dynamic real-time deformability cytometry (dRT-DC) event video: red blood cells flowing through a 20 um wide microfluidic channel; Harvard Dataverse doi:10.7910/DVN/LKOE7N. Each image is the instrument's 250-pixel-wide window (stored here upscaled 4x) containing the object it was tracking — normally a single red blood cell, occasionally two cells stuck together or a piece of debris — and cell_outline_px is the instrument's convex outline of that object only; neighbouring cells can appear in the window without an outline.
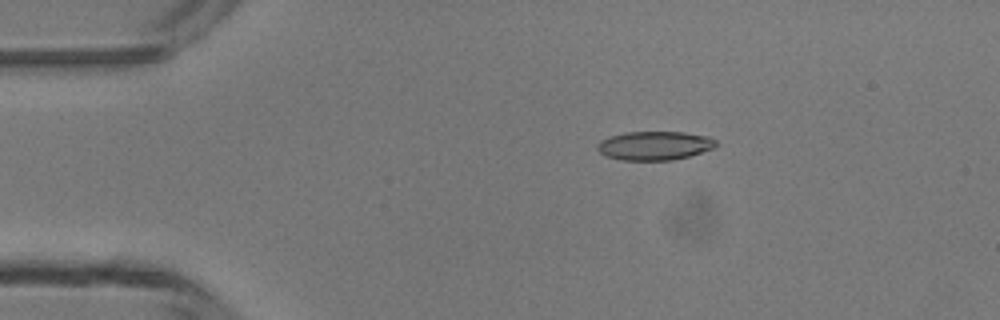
{"species": "common noctule bat (a hibernating species)", "species_latin": "Nyctalus noctula", "temperature_condition": "room temperature", "stored_images_in_passage": 2, "camera_frame_rate_fps": 3000, "um_per_image_px": 0.085, "animal": {"sex": "male", "body_mass_g": 13.3}, "frame": {"image": 1, "passage_image": 1, "time_ms": 0.0, "image_size_px": [1000, 320], "cell_outline_px": [[720, 144], [712, 148], [688, 156], [672, 160], [620, 160], [608, 156], [600, 152], [596, 148], [596, 144], [600, 140], [608, 136], [624, 132], [684, 132], [708, 136], [716, 140]], "centroid_in_image_um": [55.62, 12.37], "position_along_channel_um": 29.4, "area_um2": 20.0}}